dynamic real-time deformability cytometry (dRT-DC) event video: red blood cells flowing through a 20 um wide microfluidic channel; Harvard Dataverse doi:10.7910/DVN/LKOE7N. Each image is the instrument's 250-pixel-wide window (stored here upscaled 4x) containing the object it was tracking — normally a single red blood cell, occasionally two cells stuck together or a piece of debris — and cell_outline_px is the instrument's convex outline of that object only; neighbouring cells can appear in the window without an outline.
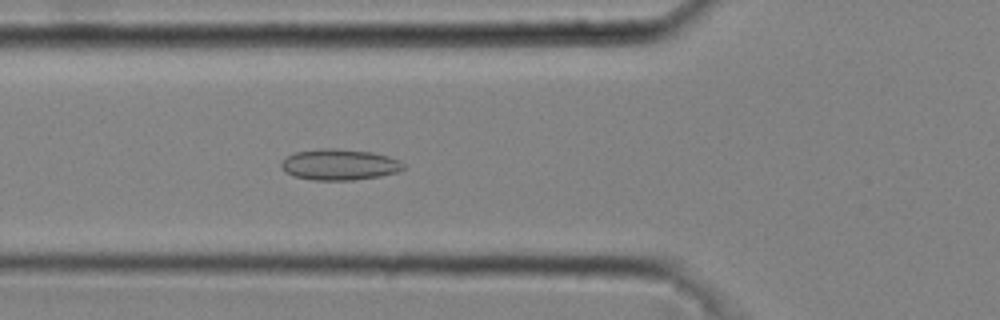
{"species": "common noctule bat (a hibernating species)", "species_latin": "Nyctalus noctula", "temperature_condition": "cold", "stored_images_in_passage": 42, "camera_frame_rate_fps": 3000, "um_per_image_px": 0.085, "animal": {"sex": "male", "body_mass_g": 20.4}, "frame": {"image": 1, "passage_image": 13, "time_ms": 4.0, "image_size_px": [1000, 320], "cell_outline_px": [[404, 168], [400, 172], [380, 176], [352, 180], [312, 180], [292, 176], [280, 164], [288, 156], [296, 152], [324, 148], [336, 148], [372, 152], [388, 156], [400, 160], [404, 164]], "centroid_in_image_um": [28.91, 13.99], "position_along_channel_um": 96.9, "area_um2": 22.02}}
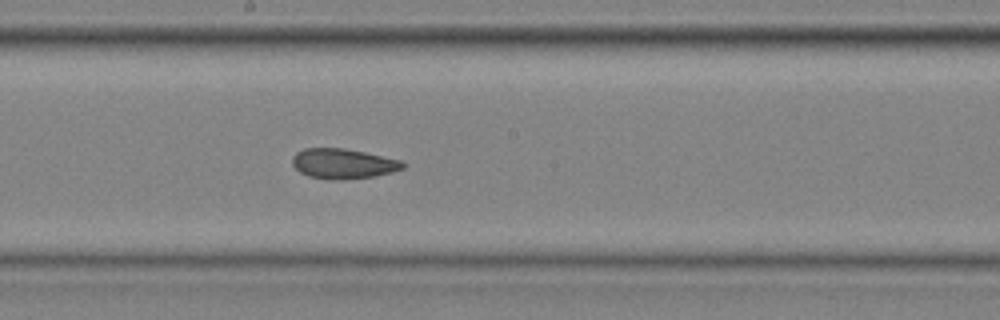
{"frame": {"image": 2, "passage_image": 22, "time_ms": 7.0, "image_size_px": [1000, 320], "cell_outline_px": [[404, 168], [392, 172], [376, 176], [344, 180], [332, 180], [308, 176], [300, 172], [292, 164], [292, 156], [296, 152], [304, 148], [344, 148], [364, 152], [400, 160], [404, 164]], "centroid_in_image_um": [29.14, 13.92], "position_along_channel_um": 219.1, "area_um2": 19.42}}
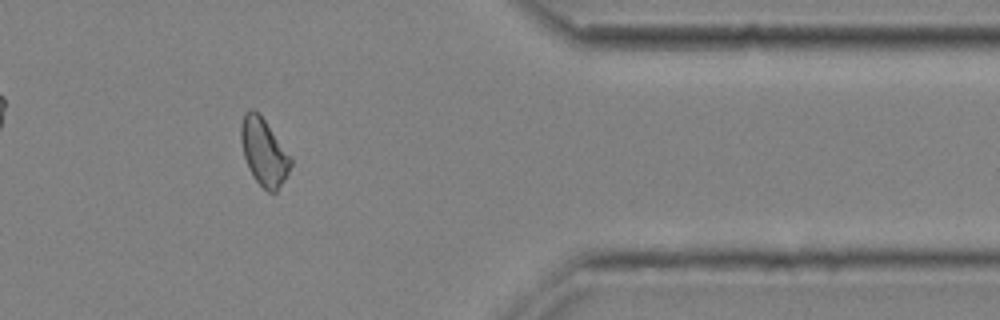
{"frame": {"image": 3, "passage_image": 36, "time_ms": 11.667, "image_size_px": [1000, 320], "cell_outline_px": [[292, 164], [284, 180], [276, 192], [268, 192], [252, 176], [248, 168], [244, 156], [240, 140], [240, 124], [244, 112], [248, 108], [252, 108], [264, 120], [292, 156]], "centroid_in_image_um": [22.42, 12.9], "position_along_channel_um": 389.0, "area_um2": 19.48}, "authors_computed_cell_mechanics": {"area_um2": 20.0277, "velocity_mm_per_s": 4.0702, "shape_relaxation_time_tau1_ms": null, "shape_relaxation_time_tau2_ms": 3.6897, "deformation_change_tau1": null, "deformation_change_tau2": 0.0897}}